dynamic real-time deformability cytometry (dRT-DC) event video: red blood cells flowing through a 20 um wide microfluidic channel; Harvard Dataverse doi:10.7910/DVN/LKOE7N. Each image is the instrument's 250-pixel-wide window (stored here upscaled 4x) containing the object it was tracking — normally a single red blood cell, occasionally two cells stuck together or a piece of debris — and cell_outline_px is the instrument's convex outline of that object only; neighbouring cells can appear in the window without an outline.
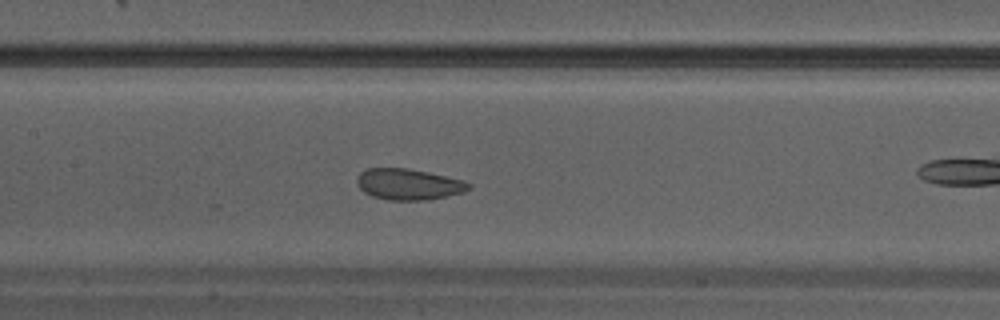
{"species": "Egyptian fruit bat (a non-hibernating species)", "species_latin": "Rousettus aegyptiacus", "temperature_condition": "warm", "stored_images_in_passage": 28, "camera_frame_rate_fps": 3000, "um_per_image_px": 0.085, "animal": {"sex": "male"}, "frame": {"image": 1, "passage_image": 9, "time_ms": 2.667, "image_size_px": [1000, 320], "cell_outline_px": [[472, 188], [464, 192], [428, 200], [388, 200], [372, 196], [364, 192], [356, 184], [356, 180], [360, 172], [368, 168], [408, 168], [428, 172], [464, 180], [472, 184]], "centroid_in_image_um": [34.74, 15.66], "position_along_channel_um": 172.7, "area_um2": 20.4}}